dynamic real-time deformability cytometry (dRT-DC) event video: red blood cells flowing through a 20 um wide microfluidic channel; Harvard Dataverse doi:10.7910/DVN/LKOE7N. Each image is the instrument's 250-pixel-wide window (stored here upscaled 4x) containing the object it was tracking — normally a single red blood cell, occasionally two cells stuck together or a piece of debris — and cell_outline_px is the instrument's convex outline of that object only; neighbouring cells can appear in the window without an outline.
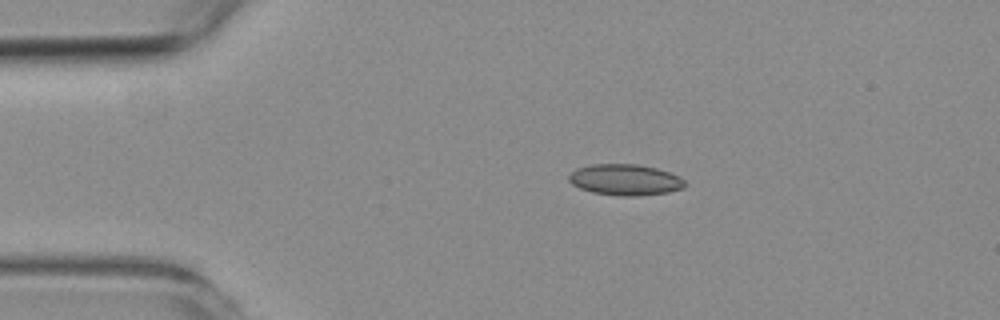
{"species": "common noctule bat (a hibernating species)", "species_latin": "Nyctalus noctula", "temperature_condition": "room temperature", "stored_images_in_passage": 34, "camera_frame_rate_fps": 3000, "um_per_image_px": 0.085, "animal": {"sex": "female", "body_mass_g": 19.3, "forearm_length_mm": 54.1}, "frame": {"image": 1, "passage_image": 1, "time_ms": 0.0, "image_size_px": [1000, 320], "cell_outline_px": [[684, 188], [668, 192], [640, 196], [620, 196], [592, 192], [580, 188], [572, 184], [568, 180], [568, 176], [576, 168], [592, 164], [636, 164], [656, 168], [680, 176], [684, 180]], "centroid_in_image_um": [53.13, 15.28], "position_along_channel_um": 31.9, "area_um2": 21.04}}
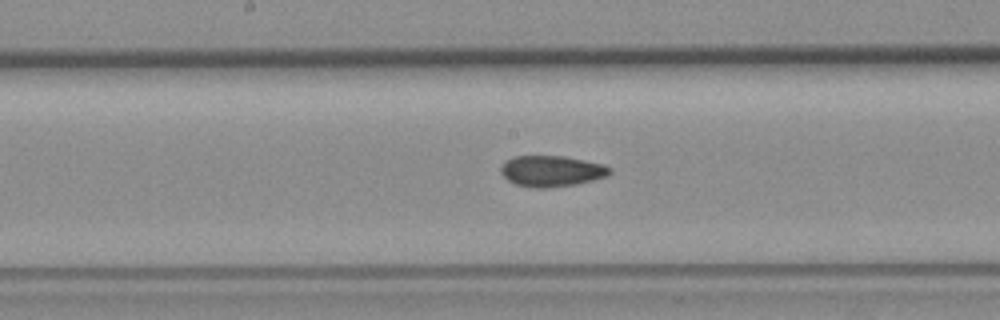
{"frame": {"image": 2, "passage_image": 18, "time_ms": 5.667, "image_size_px": [1000, 320], "cell_outline_px": [[612, 172], [608, 176], [576, 184], [544, 188], [532, 188], [516, 184], [508, 180], [500, 172], [500, 168], [508, 160], [516, 156], [564, 156], [604, 164], [612, 168]], "centroid_in_image_um": [46.92, 14.54], "position_along_channel_um": 201.3, "area_um2": 19.59}}
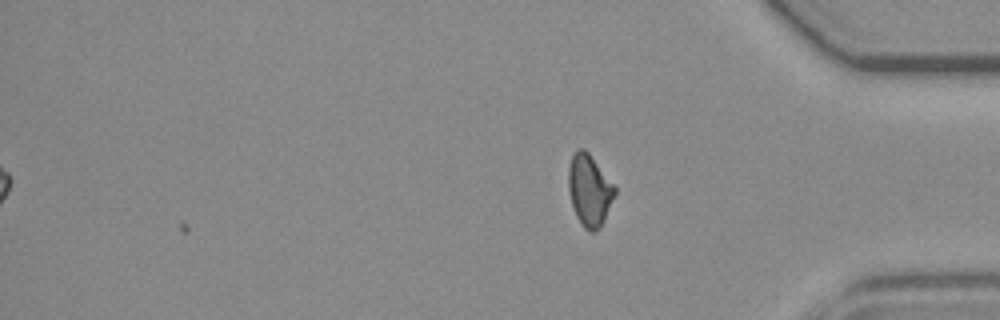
{"frame": {"image": 3, "passage_image": 34, "time_ms": 11.0, "image_size_px": [1000, 320], "cell_outline_px": [[616, 192], [604, 220], [600, 228], [596, 232], [592, 232], [584, 228], [576, 216], [572, 204], [568, 188], [568, 168], [572, 156], [580, 148], [584, 148], [588, 152], [616, 184]], "centroid_in_image_um": [50.12, 16.16], "position_along_channel_um": 385.1, "area_um2": 19.48}, "authors_computed_cell_mechanics": {"area_um2": 19.5653, "velocity_mm_per_s": 3.7623, "shape_relaxation_time_tau1_ms": null, "shape_relaxation_time_tau2_ms": 4.4429, "deformation_change_tau1": null, "deformation_change_tau2": 0.1016}}